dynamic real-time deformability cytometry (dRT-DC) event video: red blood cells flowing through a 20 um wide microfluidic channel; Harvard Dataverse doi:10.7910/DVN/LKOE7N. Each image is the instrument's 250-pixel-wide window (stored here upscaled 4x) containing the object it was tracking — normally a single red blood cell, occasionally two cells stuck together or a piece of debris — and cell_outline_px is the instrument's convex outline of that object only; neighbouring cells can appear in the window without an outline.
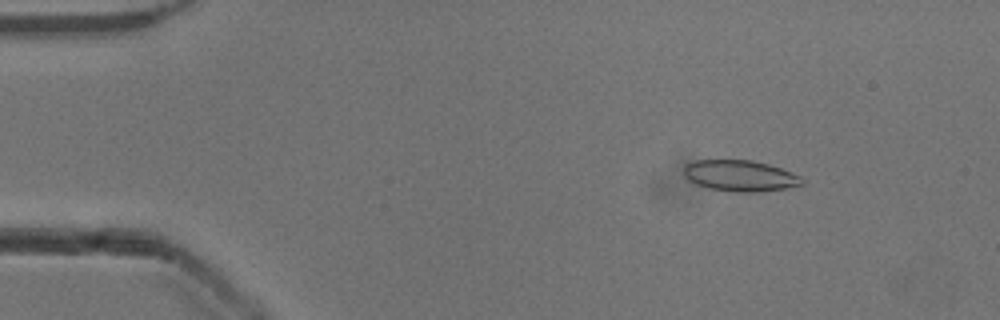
{"species": "common noctule bat (a hibernating species)", "species_latin": "Nyctalus noctula", "temperature_condition": "cold", "stored_images_in_passage": 52, "camera_frame_rate_fps": 3000, "um_per_image_px": 0.085, "animal": {"sex": "male", "body_mass_g": 13.3}, "frame": {"image": 1, "passage_image": 7, "time_ms": 2.0, "image_size_px": [1000, 320], "cell_outline_px": [[804, 184], [784, 188], [760, 192], [736, 192], [708, 188], [696, 184], [688, 180], [684, 176], [684, 164], [696, 160], [752, 160], [768, 164], [780, 168], [800, 176], [804, 180]], "centroid_in_image_um": [62.88, 14.94], "position_along_channel_um": 22.1, "area_um2": 21.44}}
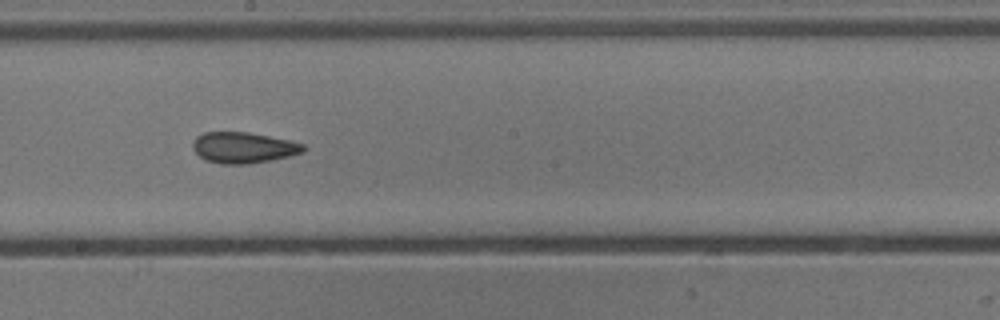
{"frame": {"image": 2, "passage_image": 29, "time_ms": 9.333, "image_size_px": [1000, 320], "cell_outline_px": [[308, 148], [304, 152], [272, 160], [248, 164], [220, 164], [204, 160], [192, 148], [192, 140], [196, 136], [204, 132], [248, 132], [288, 140], [304, 144]], "centroid_in_image_um": [20.67, 12.55], "position_along_channel_um": 227.5, "area_um2": 20.11}}
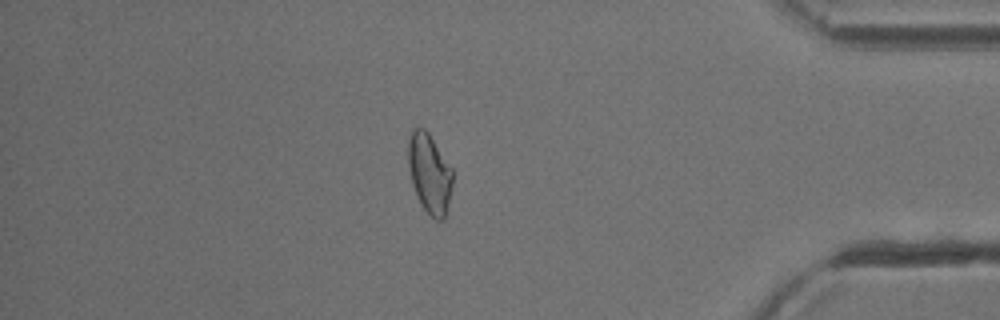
{"frame": {"image": 3, "passage_image": 45, "time_ms": 14.667, "image_size_px": [1000, 320], "cell_outline_px": [[452, 184], [444, 220], [436, 220], [424, 208], [416, 196], [412, 184], [408, 164], [408, 136], [412, 128], [424, 128], [428, 132], [452, 168]], "centroid_in_image_um": [36.49, 14.71], "position_along_channel_um": 398.7, "area_um2": 20.46}, "authors_computed_cell_mechanics": {"area_um2": 20.6924, "velocity_mm_per_s": 3.9007, "shape_relaxation_time_tau1_ms": 8.9888, "shape_relaxation_time_tau2_ms": 1.8319, "deformation_change_tau1": 0.1523, "deformation_change_tau2": 0.0639}}